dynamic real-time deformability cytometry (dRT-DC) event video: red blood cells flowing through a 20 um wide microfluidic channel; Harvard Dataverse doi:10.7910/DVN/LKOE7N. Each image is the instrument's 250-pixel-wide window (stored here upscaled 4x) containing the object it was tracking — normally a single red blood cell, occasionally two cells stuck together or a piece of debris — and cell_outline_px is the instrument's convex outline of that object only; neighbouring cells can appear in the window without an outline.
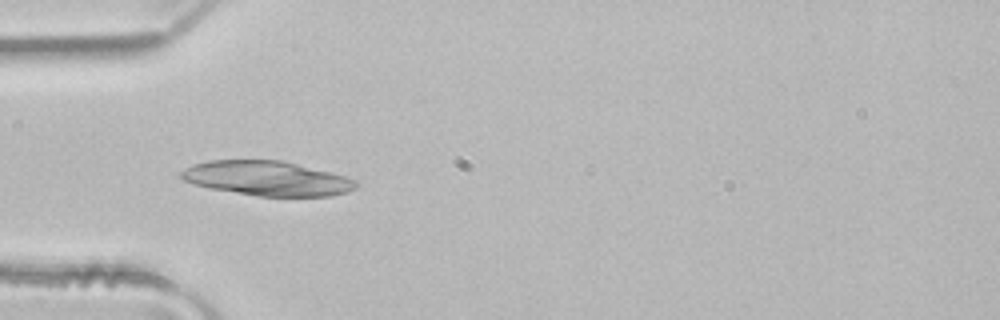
{"species": "common noctule bat (a hibernating species)", "species_latin": "Nyctalus noctula", "temperature_condition": "room temperature", "stored_images_in_passage": 4, "camera_frame_rate_fps": 3000, "um_per_image_px": 0.085, "animal": {"sex": "male", "body_mass_g": 21.5, "forearm_length_mm": 52.0}, "frame": {"image": 1, "passage_image": 3, "time_ms": 0.667, "image_size_px": [1000, 320], "cell_outline_px": [[360, 184], [356, 188], [348, 192], [328, 196], [256, 196], [212, 188], [196, 184], [184, 180], [180, 176], [180, 172], [184, 168], [192, 164], [208, 160], [284, 160], [344, 176], [356, 180]], "centroid_in_image_um": [22.72, 15.15], "position_along_channel_um": 62.3, "area_um2": 35.2}}
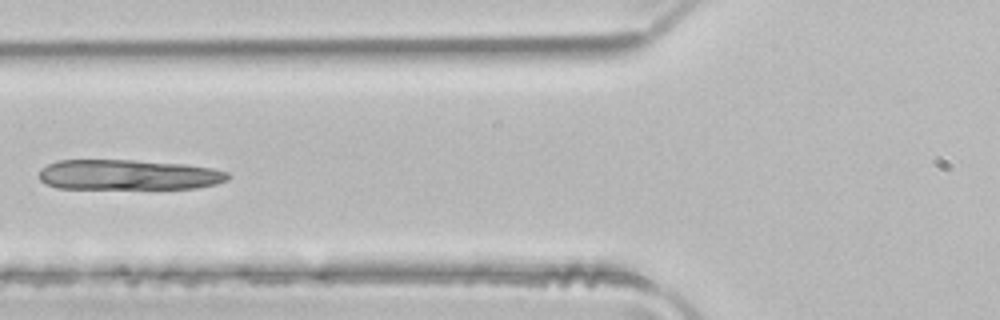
{"frame": {"image": 2, "passage_image": 4, "time_ms": 1.0, "image_size_px": [1000, 320], "cell_outline_px": [[232, 176], [228, 180], [216, 184], [196, 188], [56, 188], [40, 180], [40, 168], [56, 160], [132, 160], [184, 164], [212, 168], [228, 172]], "centroid_in_image_um": [10.93, 14.85], "position_along_channel_um": 114.9, "area_um2": 33.29}}